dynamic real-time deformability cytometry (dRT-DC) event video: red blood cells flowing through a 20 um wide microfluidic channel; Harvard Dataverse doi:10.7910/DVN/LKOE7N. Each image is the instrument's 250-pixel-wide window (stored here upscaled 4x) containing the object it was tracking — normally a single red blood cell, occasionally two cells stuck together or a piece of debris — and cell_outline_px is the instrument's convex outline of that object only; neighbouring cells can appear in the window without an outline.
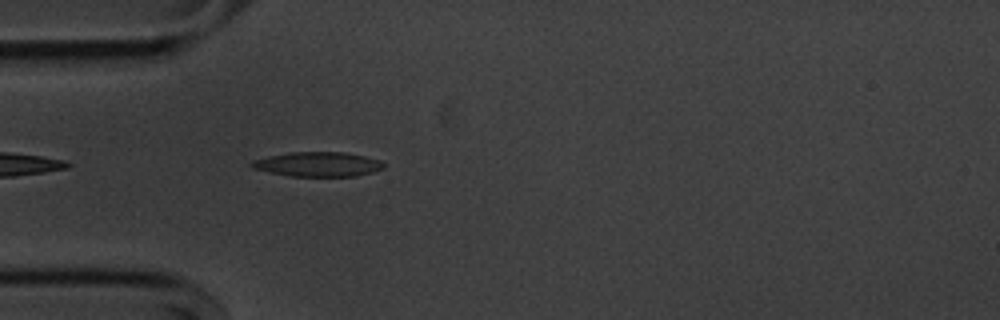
{"species": "common noctule bat (a hibernating species)", "species_latin": "Nyctalus noctula", "temperature_condition": "cold", "stored_images_in_passage": 21, "camera_frame_rate_fps": 3000, "um_per_image_px": 0.085, "animal": {"sex": "male", "body_mass_g": 20.1, "forearm_length_mm": 53.5}, "frame": {"image": 1, "passage_image": 3, "time_ms": 0.667, "image_size_px": [1000, 320], "cell_outline_px": [[384, 168], [372, 172], [356, 176], [292, 176], [268, 172], [252, 168], [248, 164], [252, 160], [268, 156], [288, 152], [344, 152], [364, 156], [380, 160], [384, 164]], "centroid_in_image_um": [26.99, 13.96], "position_along_channel_um": 58.0, "area_um2": 18.96}}
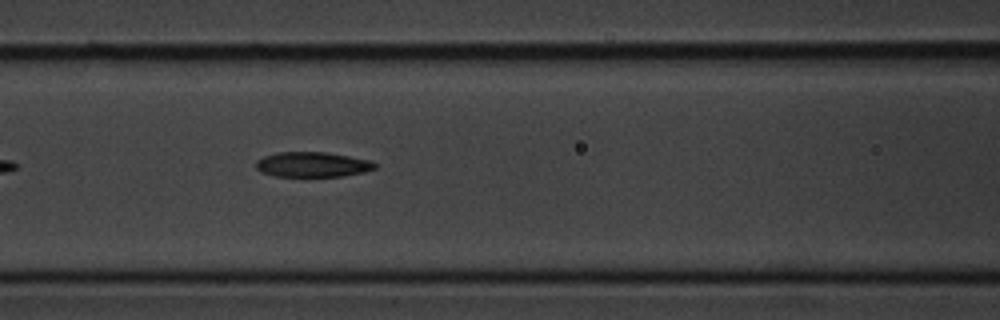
{"frame": {"image": 2, "passage_image": 10, "time_ms": 3.0, "image_size_px": [1000, 320], "cell_outline_px": [[376, 168], [364, 172], [344, 176], [276, 176], [260, 172], [256, 168], [256, 160], [264, 156], [276, 152], [324, 152], [372, 160], [376, 164]], "centroid_in_image_um": [26.55, 13.98], "position_along_channel_um": 140.0, "area_um2": 17.4}}
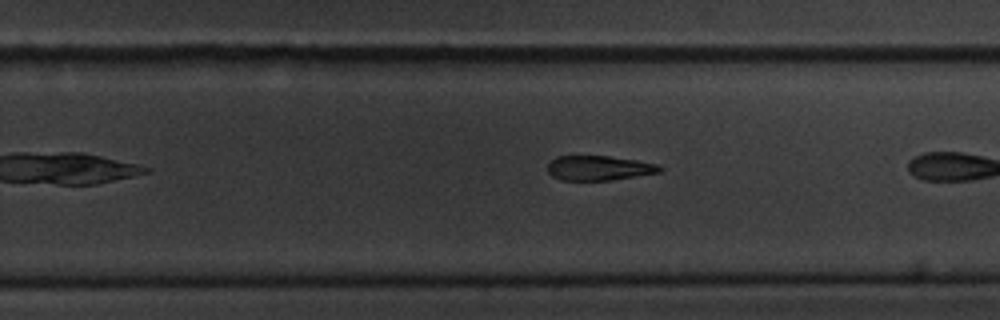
{"frame": {"image": 3, "passage_image": 19, "time_ms": 6.0, "image_size_px": [1000, 320], "cell_outline_px": [[664, 168], [660, 172], [608, 180], [560, 180], [552, 176], [548, 172], [548, 164], [556, 156], [608, 156], [636, 160], [656, 164]], "centroid_in_image_um": [50.88, 14.28], "position_along_channel_um": 278.9, "area_um2": 15.95}}